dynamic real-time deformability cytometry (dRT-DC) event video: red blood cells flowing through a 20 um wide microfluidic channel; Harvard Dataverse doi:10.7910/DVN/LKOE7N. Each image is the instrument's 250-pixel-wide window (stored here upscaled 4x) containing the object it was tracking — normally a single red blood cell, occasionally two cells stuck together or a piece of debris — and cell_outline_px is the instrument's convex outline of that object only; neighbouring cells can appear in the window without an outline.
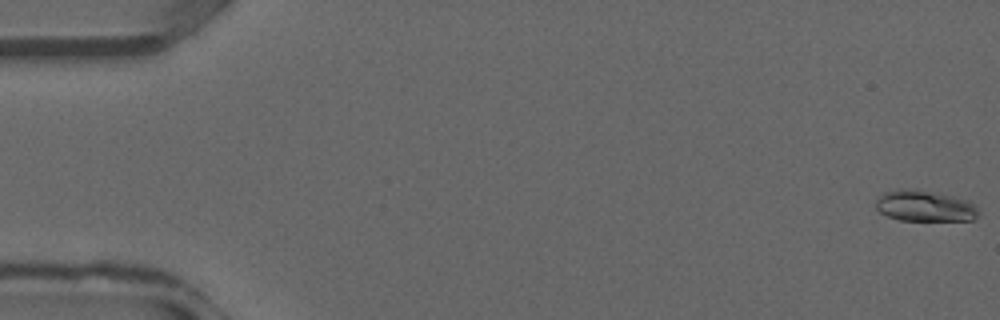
{"species": "common noctule bat (a hibernating species)", "species_latin": "Nyctalus noctula", "temperature_condition": "warm", "stored_images_in_passage": 37, "camera_frame_rate_fps": 3000, "um_per_image_px": 0.085, "animal": {"sex": "male", "forearm_length_mm": 52.5}, "frame": {"image": 1, "passage_image": 1, "time_ms": 0.0, "image_size_px": [1000, 320], "cell_outline_px": [[980, 212], [972, 220], [900, 220], [888, 216], [880, 212], [876, 208], [876, 200], [884, 192], [924, 192], [952, 196], [968, 200], [980, 208]], "centroid_in_image_um": [78.68, 17.57], "position_along_channel_um": 6.3, "area_um2": 17.63}}
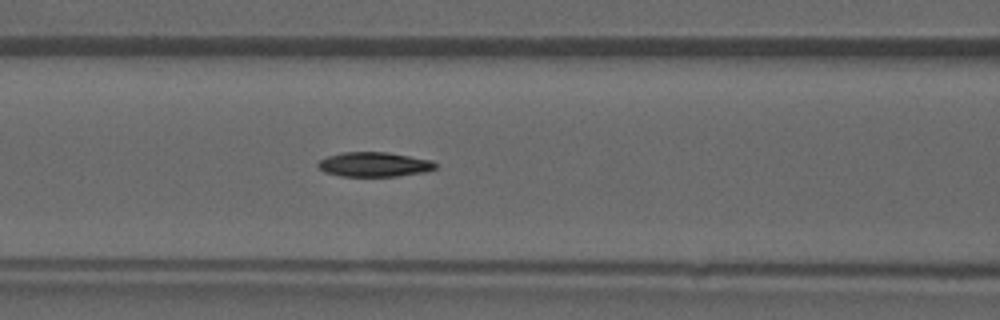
{"frame": {"image": 2, "passage_image": 16, "time_ms": 5.0, "image_size_px": [1000, 320], "cell_outline_px": [[436, 168], [424, 172], [396, 176], [340, 176], [324, 172], [316, 164], [320, 160], [328, 156], [340, 152], [388, 152], [432, 160], [436, 164]], "centroid_in_image_um": [31.79, 13.97], "position_along_channel_um": 134.8, "area_um2": 16.82}}
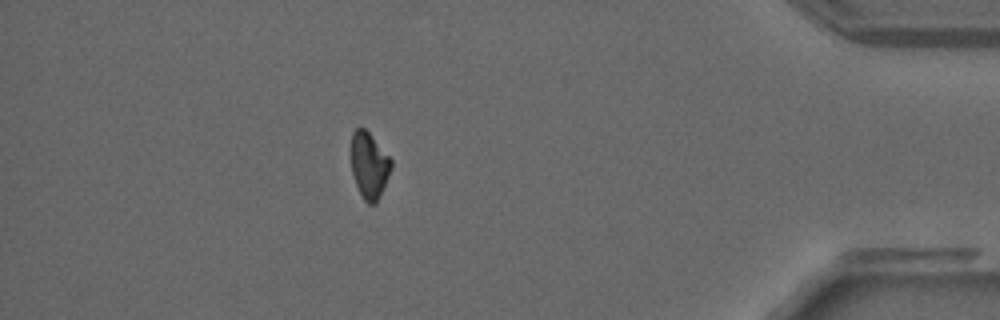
{"frame": {"image": 3, "passage_image": 33, "time_ms": 10.667, "image_size_px": [1000, 320], "cell_outline_px": [[392, 168], [380, 196], [376, 204], [368, 204], [364, 200], [356, 184], [352, 172], [352, 132], [356, 128], [364, 128], [368, 132], [392, 160]], "centroid_in_image_um": [31.4, 14.08], "position_along_channel_um": 403.8, "area_um2": 15.2}}